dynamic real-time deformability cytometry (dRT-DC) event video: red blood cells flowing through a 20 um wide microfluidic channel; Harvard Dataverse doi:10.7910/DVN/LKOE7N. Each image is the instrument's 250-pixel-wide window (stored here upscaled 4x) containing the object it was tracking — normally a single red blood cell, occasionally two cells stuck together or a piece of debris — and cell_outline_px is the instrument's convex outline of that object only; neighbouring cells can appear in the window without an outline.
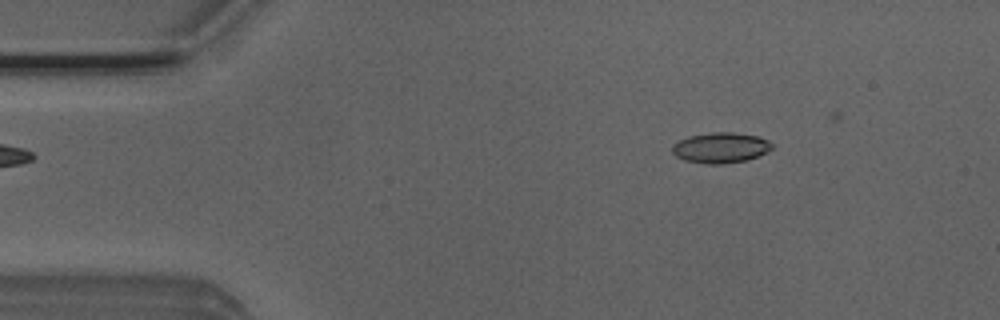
{"species": "Egyptian fruit bat (a non-hibernating species)", "species_latin": "Rousettus aegyptiacus", "temperature_condition": "room temperature", "stored_images_in_passage": 4, "camera_frame_rate_fps": 3000, "um_per_image_px": 0.085, "animal": {"sex": "male"}, "frame": {"image": 1, "passage_image": 2, "time_ms": 0.333, "image_size_px": [1000, 320], "cell_outline_px": [[772, 148], [768, 152], [744, 160], [720, 164], [708, 164], [684, 160], [676, 156], [672, 152], [672, 144], [688, 136], [712, 132], [732, 132], [760, 136], [768, 140], [772, 144]], "centroid_in_image_um": [61.24, 12.54], "position_along_channel_um": 23.8, "area_um2": 17.69}}